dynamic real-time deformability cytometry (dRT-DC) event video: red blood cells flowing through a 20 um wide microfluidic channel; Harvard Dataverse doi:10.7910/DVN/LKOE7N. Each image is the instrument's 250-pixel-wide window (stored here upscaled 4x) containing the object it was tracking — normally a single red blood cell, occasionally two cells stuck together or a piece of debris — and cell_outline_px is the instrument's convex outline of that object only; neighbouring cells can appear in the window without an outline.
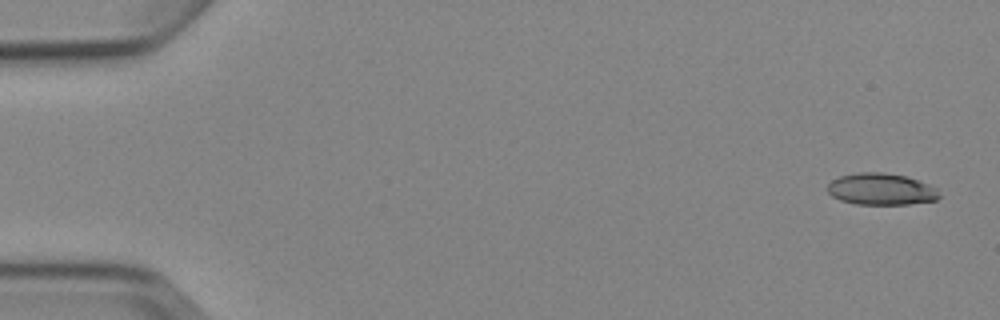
{"species": "Egyptian fruit bat (a non-hibernating species)", "species_latin": "Rousettus aegyptiacus", "temperature_condition": "cold", "stored_images_in_passage": 5, "camera_frame_rate_fps": 3000, "um_per_image_px": 0.085, "animal": {"sex": "female"}, "frame": {"image": 1, "passage_image": 1, "time_ms": 0.0, "image_size_px": [1000, 320], "cell_outline_px": [[940, 196], [936, 200], [908, 204], [856, 204], [840, 200], [832, 196], [828, 192], [828, 184], [832, 180], [840, 176], [856, 172], [884, 172], [908, 176], [928, 184], [936, 188]], "centroid_in_image_um": [74.89, 16.07], "position_along_channel_um": 10.1, "area_um2": 20.69}}